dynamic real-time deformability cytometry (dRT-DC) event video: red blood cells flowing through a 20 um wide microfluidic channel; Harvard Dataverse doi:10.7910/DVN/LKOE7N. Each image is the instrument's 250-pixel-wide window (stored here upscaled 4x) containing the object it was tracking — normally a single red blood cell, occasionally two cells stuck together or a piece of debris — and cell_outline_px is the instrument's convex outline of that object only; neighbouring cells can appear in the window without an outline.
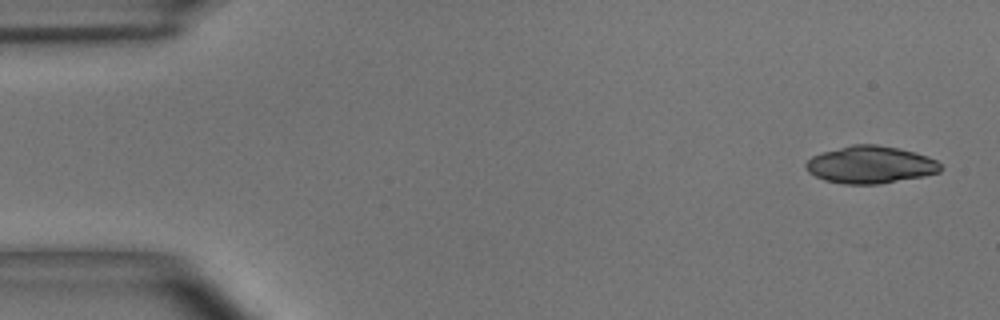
{"species": "common noctule bat (a hibernating species)", "species_latin": "Nyctalus noctula", "temperature_condition": "room temperature", "stored_images_in_passage": 52, "camera_frame_rate_fps": 3000, "um_per_image_px": 0.085, "animal": {"sex": "male", "body_mass_g": 15.6}, "frame": {"image": 1, "passage_image": 1, "time_ms": 0.0, "image_size_px": [1000, 320], "cell_outline_px": [[944, 168], [940, 172], [924, 176], [880, 184], [844, 184], [824, 180], [808, 172], [804, 164], [812, 156], [824, 152], [852, 144], [876, 144], [900, 148], [916, 152], [928, 156], [936, 160]], "centroid_in_image_um": [74.02, 14.0], "position_along_channel_um": 11.0, "area_um2": 29.48}}